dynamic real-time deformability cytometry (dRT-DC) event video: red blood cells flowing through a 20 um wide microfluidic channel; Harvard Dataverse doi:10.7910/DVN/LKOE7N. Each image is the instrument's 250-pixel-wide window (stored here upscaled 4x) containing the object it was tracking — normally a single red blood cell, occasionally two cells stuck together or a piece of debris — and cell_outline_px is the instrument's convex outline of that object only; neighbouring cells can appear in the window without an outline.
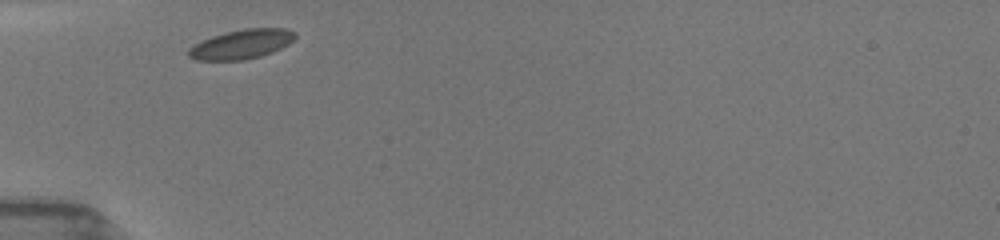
{"species": "common noctule bat (a hibernating species)", "species_latin": "Nyctalus noctula", "temperature_condition": "room temperature", "stored_images_in_passage": 3, "camera_frame_rate_fps": 3000, "um_per_image_px": 0.085, "animal": {"sex": "female", "body_mass_g": 19.5, "forearm_length_mm": 54.1}, "frame": {"image": 1, "passage_image": 1, "time_ms": 0.0, "image_size_px": [1000, 240], "cell_outline_px": [[296, 36], [288, 44], [272, 52], [260, 56], [244, 60], [196, 60], [188, 56], [188, 48], [212, 36], [244, 28], [284, 28], [296, 32]], "centroid_in_image_um": [20.54, 3.76], "position_along_channel_um": 64.5, "area_um2": 18.03}}
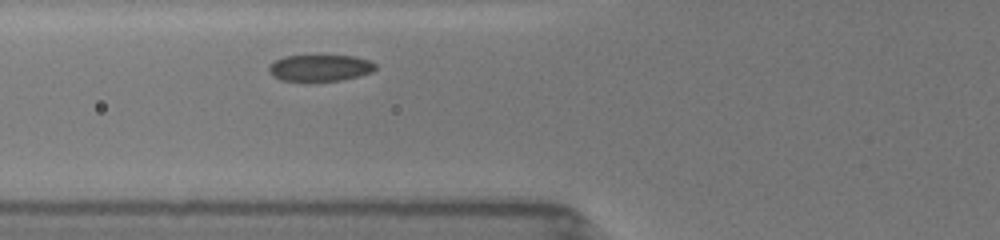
{"frame": {"image": 2, "passage_image": 3, "time_ms": 1.0, "image_size_px": [1000, 240], "cell_outline_px": [[376, 68], [372, 72], [340, 80], [280, 80], [272, 76], [268, 72], [268, 64], [284, 56], [356, 56], [368, 60], [376, 64]], "centroid_in_image_um": [27.16, 5.76], "position_along_channel_um": 98.6, "area_um2": 16.24}}